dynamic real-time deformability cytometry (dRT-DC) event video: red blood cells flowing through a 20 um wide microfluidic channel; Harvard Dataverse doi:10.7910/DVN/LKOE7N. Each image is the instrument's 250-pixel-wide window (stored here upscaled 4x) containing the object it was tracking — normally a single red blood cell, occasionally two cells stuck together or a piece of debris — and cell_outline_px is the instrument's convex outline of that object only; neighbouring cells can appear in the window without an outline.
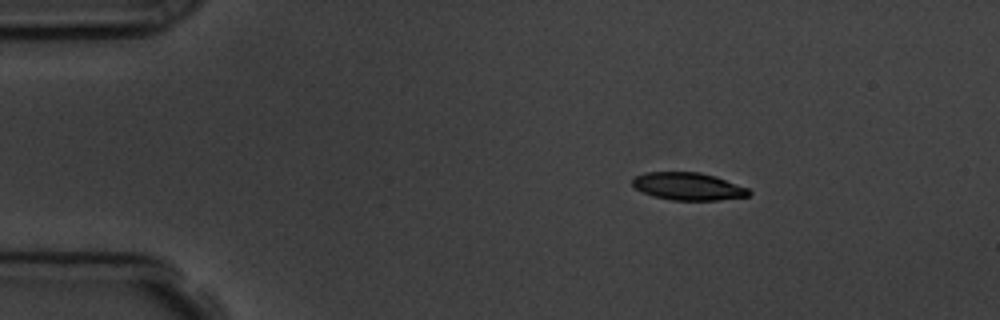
{"species": "common noctule bat (a hibernating species)", "species_latin": "Nyctalus noctula", "temperature_condition": "room temperature", "stored_images_in_passage": 4, "camera_frame_rate_fps": 3000, "um_per_image_px": 0.085, "animal": {"sex": "male", "body_mass_g": 19.5, "forearm_length_mm": 54.6}, "frame": {"image": 1, "passage_image": 1, "time_ms": 0.0, "image_size_px": [1000, 320], "cell_outline_px": [[752, 192], [748, 196], [716, 200], [672, 200], [652, 196], [636, 188], [632, 184], [632, 180], [636, 176], [644, 172], [700, 172], [716, 176], [748, 188]], "centroid_in_image_um": [58.5, 15.83], "position_along_channel_um": 26.5, "area_um2": 18.67}}
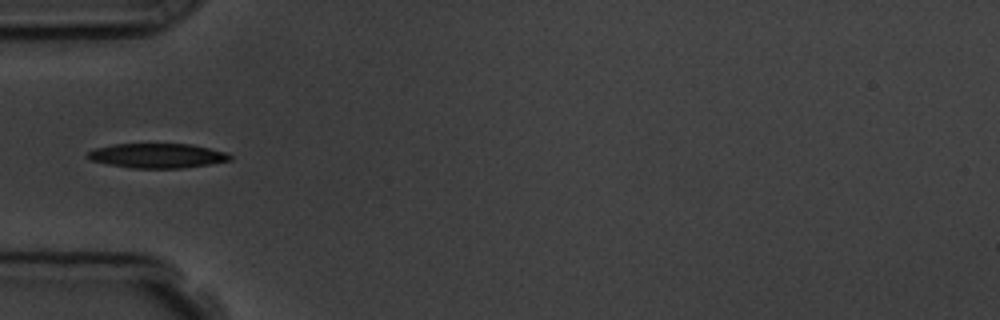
{"frame": {"image": 2, "passage_image": 3, "time_ms": 3.0, "image_size_px": [1000, 320], "cell_outline_px": [[232, 160], [184, 168], [132, 168], [108, 164], [92, 160], [84, 156], [88, 152], [96, 148], [112, 144], [192, 144], [228, 152], [232, 156]], "centroid_in_image_um": [13.39, 13.23], "position_along_channel_um": 71.6, "area_um2": 20.46}}
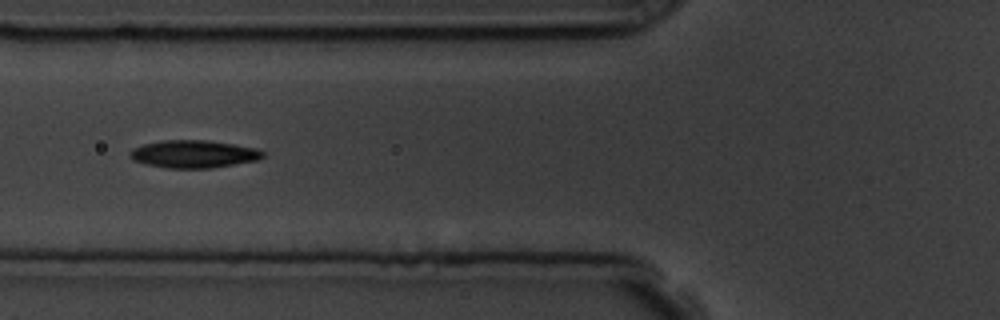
{"frame": {"image": 3, "passage_image": 4, "time_ms": 4.0, "image_size_px": [1000, 320], "cell_outline_px": [[264, 156], [256, 160], [212, 168], [168, 168], [144, 164], [132, 160], [128, 156], [128, 152], [132, 148], [144, 144], [164, 140], [208, 140], [256, 148], [264, 152]], "centroid_in_image_um": [16.4, 13.09], "position_along_channel_um": 109.4, "area_um2": 21.44}}